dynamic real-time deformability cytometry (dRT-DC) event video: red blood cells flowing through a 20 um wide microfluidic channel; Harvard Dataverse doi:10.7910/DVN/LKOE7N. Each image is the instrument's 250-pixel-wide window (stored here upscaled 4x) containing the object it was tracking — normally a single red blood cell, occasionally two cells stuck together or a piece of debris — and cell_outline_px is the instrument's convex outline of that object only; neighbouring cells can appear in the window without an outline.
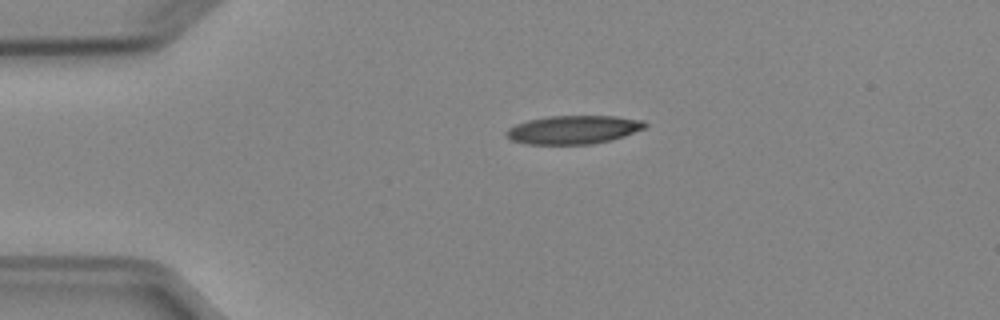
{"species": "Egyptian fruit bat (a non-hibernating species)", "species_latin": "Rousettus aegyptiacus", "temperature_condition": "cold", "stored_images_in_passage": 41, "camera_frame_rate_fps": 3000, "um_per_image_px": 0.085, "animal": {"sex": "female"}, "frame": {"image": 1, "passage_image": 1, "time_ms": 0.0, "image_size_px": [1000, 320], "cell_outline_px": [[648, 124], [644, 128], [624, 136], [592, 144], [524, 144], [512, 140], [504, 132], [508, 128], [516, 124], [528, 120], [548, 116], [616, 116], [644, 120]], "centroid_in_image_um": [48.73, 11.02], "position_along_channel_um": 36.3, "area_um2": 22.95}}
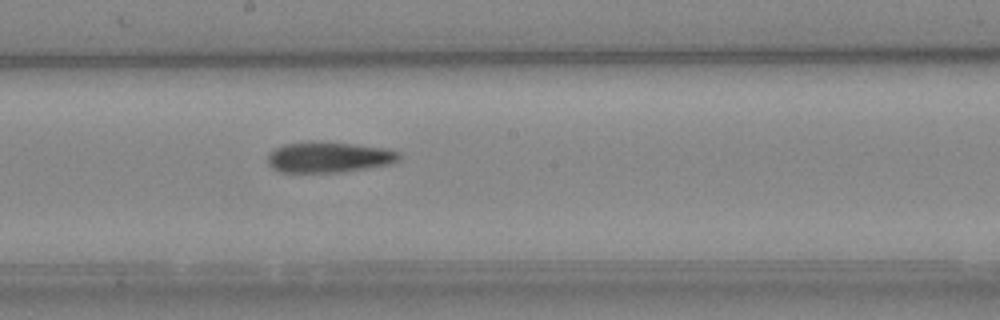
{"frame": {"image": 2, "passage_image": 18, "time_ms": 5.667, "image_size_px": [1000, 320], "cell_outline_px": [[400, 160], [392, 164], [340, 172], [280, 172], [272, 168], [268, 164], [268, 152], [284, 144], [312, 140], [320, 140], [388, 148], [400, 152]], "centroid_in_image_um": [27.96, 13.34], "position_along_channel_um": 220.2, "area_um2": 23.99}}
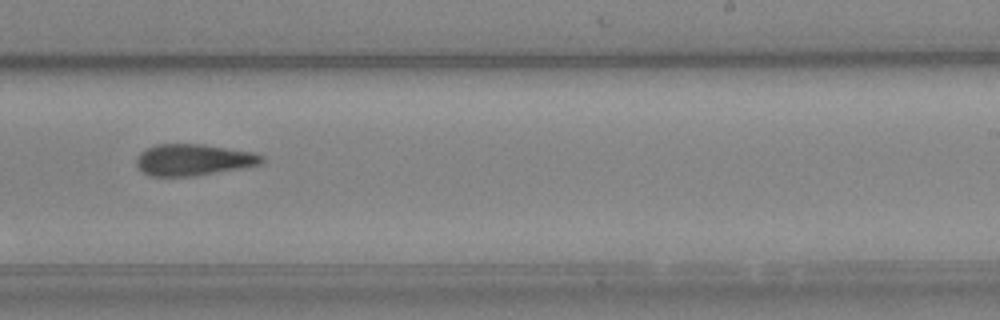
{"frame": {"image": 3, "passage_image": 22, "time_ms": 7.0, "image_size_px": [1000, 320], "cell_outline_px": [[264, 160], [260, 164], [240, 168], [192, 176], [148, 176], [136, 168], [136, 156], [144, 148], [156, 144], [204, 144], [252, 152], [264, 156]], "centroid_in_image_um": [16.36, 13.58], "position_along_channel_um": 272.6, "area_um2": 23.12}}